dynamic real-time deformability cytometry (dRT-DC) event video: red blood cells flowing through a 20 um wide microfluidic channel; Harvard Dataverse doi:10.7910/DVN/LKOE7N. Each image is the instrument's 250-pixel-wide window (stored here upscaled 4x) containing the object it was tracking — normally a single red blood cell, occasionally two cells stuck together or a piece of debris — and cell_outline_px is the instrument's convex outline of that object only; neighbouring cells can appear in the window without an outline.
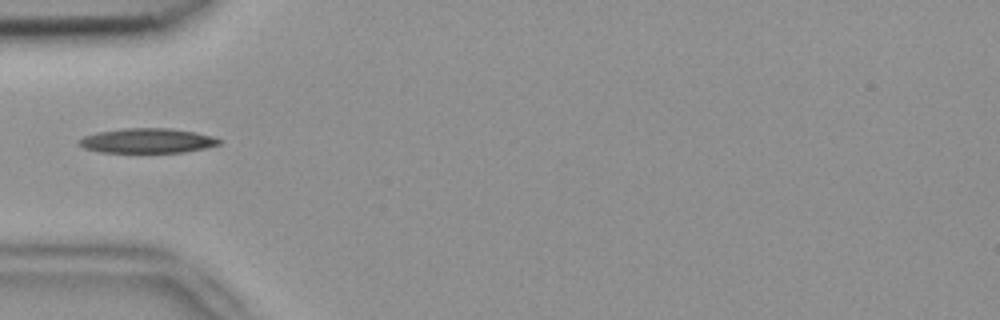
{"species": "common noctule bat (a hibernating species)", "species_latin": "Nyctalus noctula", "temperature_condition": "room temperature", "stored_images_in_passage": 5, "camera_frame_rate_fps": 3000, "um_per_image_px": 0.085, "animal": {"sex": "female", "body_mass_g": 18.4}, "frame": {"image": 1, "passage_image": 4, "time_ms": 1.0, "image_size_px": [1000, 320], "cell_outline_px": [[220, 144], [204, 148], [184, 152], [100, 152], [84, 148], [80, 144], [80, 140], [84, 136], [100, 132], [124, 128], [168, 128], [196, 132], [220, 140]], "centroid_in_image_um": [12.52, 11.96], "position_along_channel_um": 72.5, "area_um2": 19.77}}